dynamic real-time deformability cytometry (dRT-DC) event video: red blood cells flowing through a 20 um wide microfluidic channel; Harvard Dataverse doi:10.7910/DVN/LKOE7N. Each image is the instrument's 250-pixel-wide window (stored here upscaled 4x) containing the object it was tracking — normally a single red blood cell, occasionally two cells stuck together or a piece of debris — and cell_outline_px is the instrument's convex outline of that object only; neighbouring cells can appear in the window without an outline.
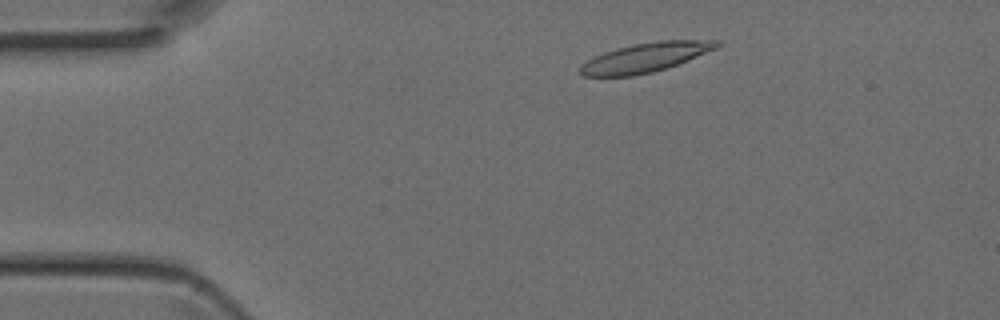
{"species": "Egyptian fruit bat (a non-hibernating species)", "species_latin": "Rousettus aegyptiacus", "temperature_condition": "room temperature", "stored_images_in_passage": 2, "camera_frame_rate_fps": 3000, "um_per_image_px": 0.085, "animal": {"sex": "female"}, "frame": {"image": 1, "passage_image": 1, "time_ms": 0.0, "image_size_px": [1000, 320], "cell_outline_px": [[720, 44], [716, 48], [688, 60], [652, 72], [632, 76], [580, 76], [576, 72], [580, 64], [604, 52], [616, 48], [636, 44], [660, 40], [720, 40]], "centroid_in_image_um": [54.79, 4.89], "position_along_channel_um": 30.2, "area_um2": 23.18}}